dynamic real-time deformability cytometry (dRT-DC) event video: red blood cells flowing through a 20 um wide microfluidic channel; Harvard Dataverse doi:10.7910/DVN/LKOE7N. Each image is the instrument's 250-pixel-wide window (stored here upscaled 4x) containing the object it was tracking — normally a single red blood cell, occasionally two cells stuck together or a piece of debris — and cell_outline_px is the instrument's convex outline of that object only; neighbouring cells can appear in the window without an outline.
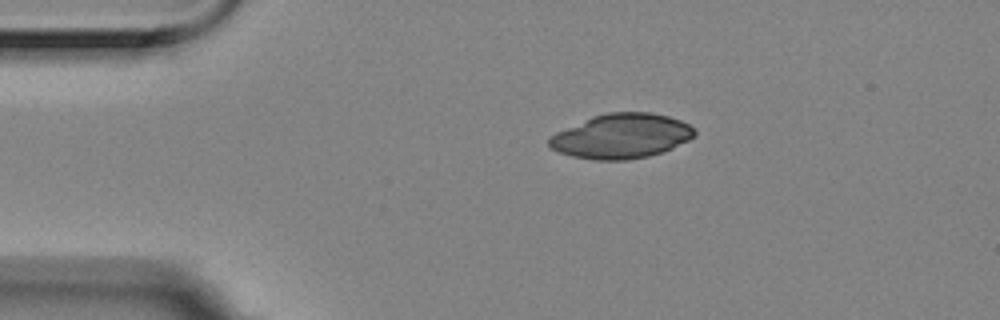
{"species": "Egyptian fruit bat (a non-hibernating species)", "species_latin": "Rousettus aegyptiacus", "temperature_condition": "room temperature", "stored_images_in_passage": 8, "camera_frame_rate_fps": 3000, "um_per_image_px": 0.085, "animal": {"sex": "female"}, "frame": {"image": 1, "passage_image": 1, "time_ms": 0.0, "image_size_px": [1000, 320], "cell_outline_px": [[696, 132], [688, 140], [672, 148], [648, 156], [628, 160], [596, 160], [572, 156], [560, 152], [552, 148], [548, 144], [548, 136], [556, 132], [592, 116], [608, 112], [648, 112], [668, 116], [680, 120], [688, 124]], "centroid_in_image_um": [52.78, 11.56], "position_along_channel_um": 32.2, "area_um2": 37.63}}